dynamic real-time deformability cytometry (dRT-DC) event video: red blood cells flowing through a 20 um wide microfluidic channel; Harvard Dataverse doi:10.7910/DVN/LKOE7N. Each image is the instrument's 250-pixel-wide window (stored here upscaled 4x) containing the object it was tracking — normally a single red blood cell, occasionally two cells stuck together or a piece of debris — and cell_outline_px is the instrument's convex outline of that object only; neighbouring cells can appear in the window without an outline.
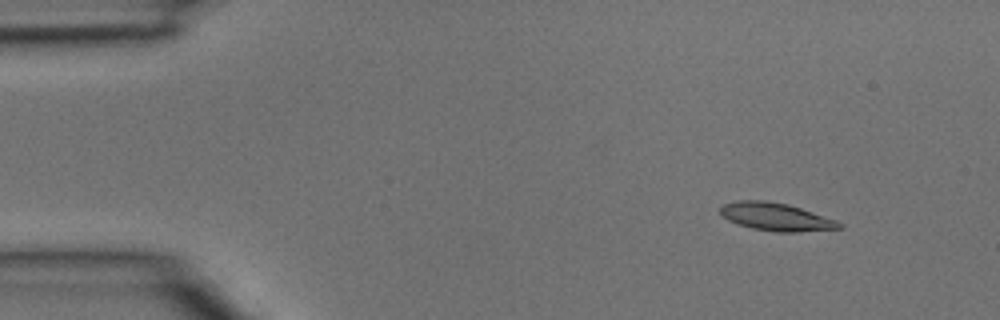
{"species": "common noctule bat (a hibernating species)", "species_latin": "Nyctalus noctula", "temperature_condition": "room temperature", "stored_images_in_passage": 4, "camera_frame_rate_fps": 3000, "um_per_image_px": 0.085, "animal": {"sex": "male", "body_mass_g": 15.6}, "frame": {"image": 1, "passage_image": 1, "time_ms": 0.0, "image_size_px": [1000, 320], "cell_outline_px": [[844, 224], [840, 228], [796, 232], [776, 232], [752, 228], [736, 224], [728, 220], [720, 212], [720, 208], [724, 204], [736, 200], [764, 200], [788, 204], [836, 220]], "centroid_in_image_um": [65.93, 18.43], "position_along_channel_um": 19.1, "area_um2": 19.19}}